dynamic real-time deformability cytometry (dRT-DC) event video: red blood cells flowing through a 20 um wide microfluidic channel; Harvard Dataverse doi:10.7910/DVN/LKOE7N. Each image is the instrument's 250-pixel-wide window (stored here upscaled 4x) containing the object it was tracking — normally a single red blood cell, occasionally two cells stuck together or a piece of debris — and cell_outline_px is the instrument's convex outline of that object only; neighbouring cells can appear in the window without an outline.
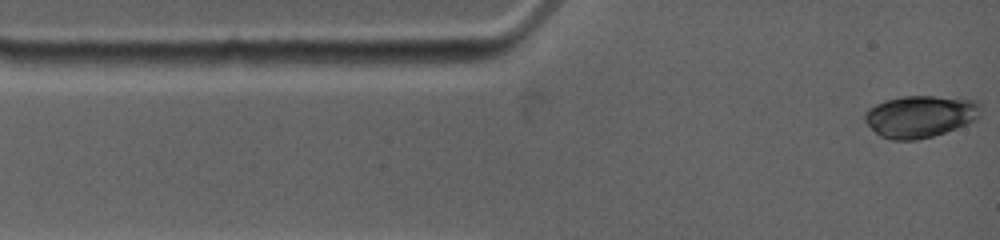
{"species": "common noctule bat (a hibernating species)", "species_latin": "Nyctalus noctula", "temperature_condition": "warm", "stored_images_in_passage": 16, "camera_frame_rate_fps": 4500, "um_per_image_px": 0.085, "animal": {"sex": "female", "body_mass_g": 19.0, "forearm_length_mm": 53.3}, "frame": {"image": 1, "passage_image": 1, "time_ms": 0.0, "image_size_px": [1000, 240], "cell_outline_px": [[980, 112], [976, 120], [956, 128], [932, 136], [916, 140], [892, 140], [880, 136], [864, 120], [864, 112], [868, 108], [884, 100], [904, 96], [932, 96], [976, 100], [980, 104]], "centroid_in_image_um": [78.2, 9.89], "position_along_channel_um": 6.8, "area_um2": 28.26}}
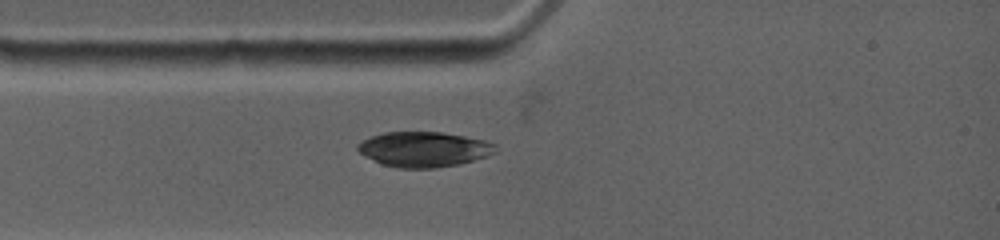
{"frame": {"image": 2, "passage_image": 8, "time_ms": 2.222, "image_size_px": [1000, 240], "cell_outline_px": [[496, 152], [488, 156], [460, 164], [432, 168], [396, 168], [384, 164], [364, 156], [356, 148], [356, 144], [372, 136], [384, 132], [444, 132], [484, 140], [496, 144]], "centroid_in_image_um": [36.04, 12.69], "position_along_channel_um": 49.0, "area_um2": 28.21}}
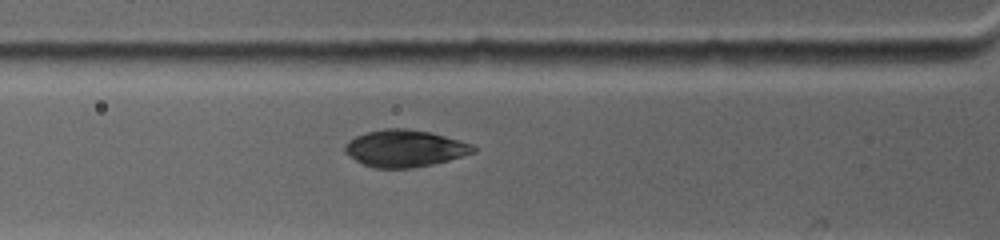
{"frame": {"image": 3, "passage_image": 15, "time_ms": 3.333, "image_size_px": [1000, 240], "cell_outline_px": [[476, 152], [448, 160], [432, 164], [412, 168], [376, 168], [364, 164], [356, 160], [344, 152], [344, 144], [348, 140], [356, 136], [368, 132], [384, 128], [408, 128], [428, 132], [460, 140], [472, 144], [476, 148]], "centroid_in_image_um": [34.4, 12.61], "position_along_channel_um": 91.4, "area_um2": 27.57}}